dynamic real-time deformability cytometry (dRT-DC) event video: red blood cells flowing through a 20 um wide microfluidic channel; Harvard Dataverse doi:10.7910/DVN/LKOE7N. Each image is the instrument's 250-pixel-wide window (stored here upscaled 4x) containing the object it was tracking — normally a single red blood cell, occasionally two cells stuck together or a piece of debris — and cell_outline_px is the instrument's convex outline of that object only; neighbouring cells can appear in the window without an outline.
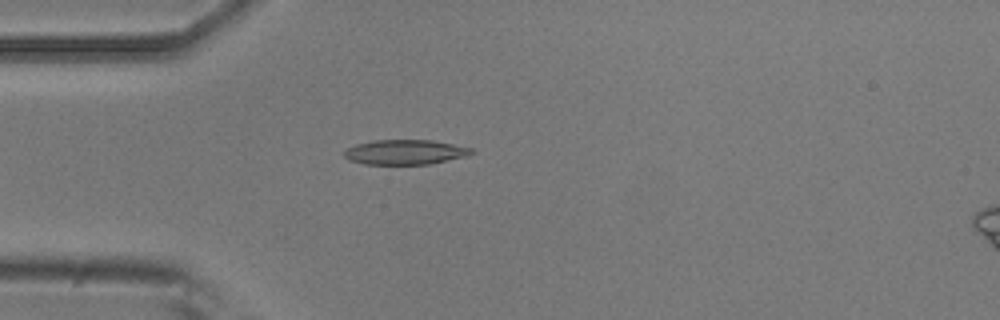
{"species": "common noctule bat (a hibernating species)", "species_latin": "Nyctalus noctula", "temperature_condition": "room temperature", "stored_images_in_passage": 4, "camera_frame_rate_fps": 3000, "um_per_image_px": 0.085, "animal": {"sex": "male", "body_mass_g": 20.5, "forearm_length_mm": 52.5}, "frame": {"image": 1, "passage_image": 4, "time_ms": 1.0, "image_size_px": [1000, 320], "cell_outline_px": [[476, 152], [464, 156], [428, 164], [364, 164], [348, 160], [344, 156], [344, 152], [348, 148], [356, 144], [372, 140], [432, 140], [472, 148]], "centroid_in_image_um": [34.4, 12.92], "position_along_channel_um": 50.6, "area_um2": 18.26}}